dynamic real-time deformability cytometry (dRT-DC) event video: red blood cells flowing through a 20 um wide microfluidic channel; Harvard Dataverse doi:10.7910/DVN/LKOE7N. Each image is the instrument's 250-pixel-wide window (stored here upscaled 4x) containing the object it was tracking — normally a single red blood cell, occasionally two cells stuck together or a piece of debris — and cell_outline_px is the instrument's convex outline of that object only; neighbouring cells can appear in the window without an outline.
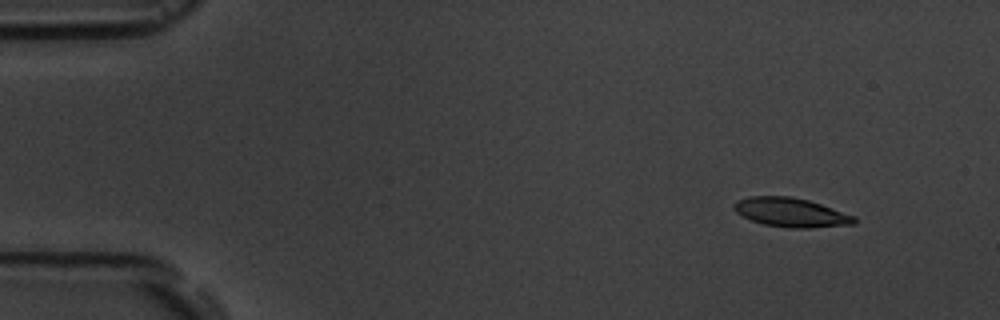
{"species": "common noctule bat (a hibernating species)", "species_latin": "Nyctalus noctula", "temperature_condition": "room temperature", "stored_images_in_passage": 16, "camera_frame_rate_fps": 3000, "um_per_image_px": 0.085, "animal": {"sex": "male", "body_mass_g": 19.5, "forearm_length_mm": 54.6}, "frame": {"image": 1, "passage_image": 1, "time_ms": 0.0, "image_size_px": [1000, 320], "cell_outline_px": [[856, 224], [812, 228], [792, 228], [764, 224], [752, 220], [736, 212], [732, 208], [732, 204], [736, 200], [748, 196], [792, 196], [808, 200], [856, 216]], "centroid_in_image_um": [67.23, 18.05], "position_along_channel_um": 17.8, "area_um2": 20.46}}
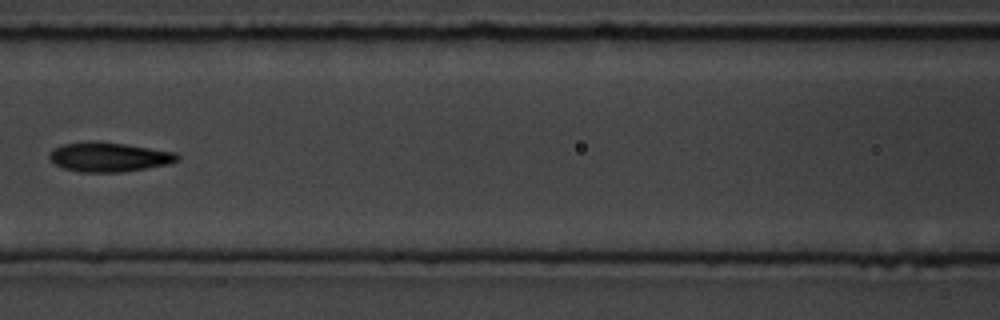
{"frame": {"image": 2, "passage_image": 7, "time_ms": 6.667, "image_size_px": [1000, 320], "cell_outline_px": [[180, 156], [176, 160], [168, 164], [120, 172], [80, 172], [64, 168], [56, 164], [48, 156], [56, 148], [64, 144], [124, 144], [176, 152]], "centroid_in_image_um": [9.32, 13.39], "position_along_channel_um": 157.3, "area_um2": 20.69}}
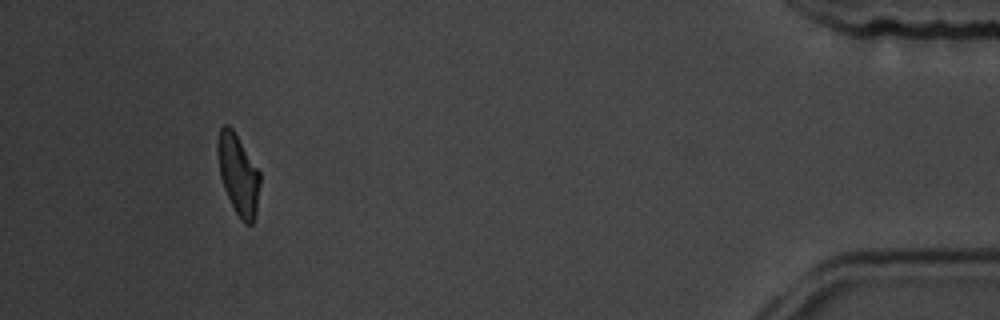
{"frame": {"image": 3, "passage_image": 15, "time_ms": 15.667, "image_size_px": [1000, 320], "cell_outline_px": [[260, 184], [256, 212], [252, 224], [244, 224], [236, 212], [224, 188], [220, 176], [216, 152], [216, 144], [220, 128], [224, 124], [228, 124], [232, 128], [260, 172]], "centroid_in_image_um": [20.23, 14.8], "position_along_channel_um": 415.0, "area_um2": 19.77}, "authors_computed_cell_mechanics": {"area_um2": 20.808, "velocity_mm_per_s": 3.6052, "shape_relaxation_time_tau1_ms": 5.901, "shape_relaxation_time_tau2_ms": 1.6429, "deformation_change_tau1": 0.1658, "deformation_change_tau2": 0.0614}}